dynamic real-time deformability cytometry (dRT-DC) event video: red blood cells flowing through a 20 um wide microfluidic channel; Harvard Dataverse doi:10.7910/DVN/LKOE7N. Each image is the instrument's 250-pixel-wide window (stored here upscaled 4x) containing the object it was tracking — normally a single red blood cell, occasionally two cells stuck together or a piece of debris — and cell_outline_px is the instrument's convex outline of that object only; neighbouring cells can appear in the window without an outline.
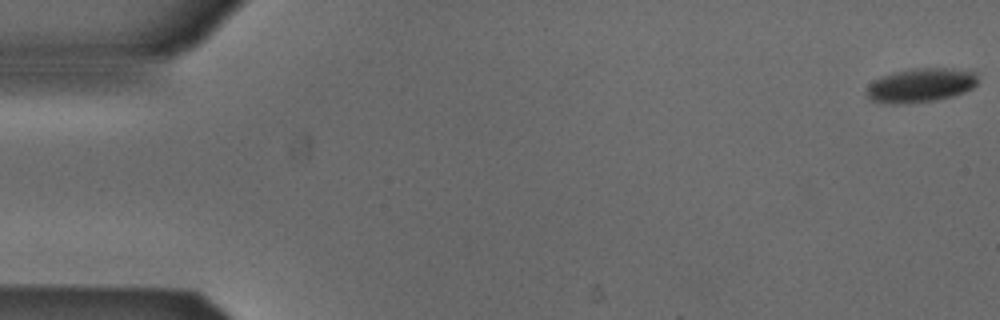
{"species": "Egyptian fruit bat (a non-hibernating species)", "species_latin": "Rousettus aegyptiacus", "temperature_condition": "cold", "stored_images_in_passage": 5, "camera_frame_rate_fps": 3000, "um_per_image_px": 0.085, "animal": {"sex": "male"}, "frame": {"image": 1, "passage_image": 1, "time_ms": 0.0, "image_size_px": [1000, 320], "cell_outline_px": [[976, 84], [972, 88], [964, 92], [952, 96], [936, 100], [904, 104], [884, 104], [872, 100], [864, 92], [880, 76], [896, 72], [920, 68], [944, 68], [972, 72], [976, 76]], "centroid_in_image_um": [78.22, 7.27], "position_along_channel_um": 6.8, "area_um2": 21.68}}
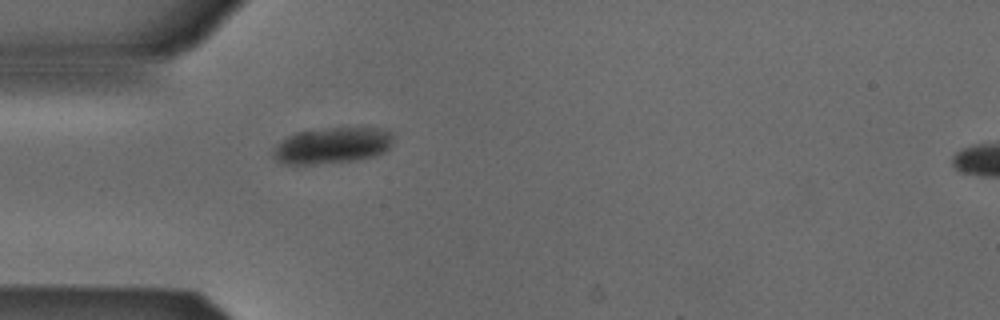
{"frame": {"image": 2, "passage_image": 5, "time_ms": 1.333, "image_size_px": [1000, 320], "cell_outline_px": [[392, 144], [384, 152], [372, 156], [356, 160], [316, 164], [280, 164], [272, 156], [272, 148], [280, 140], [288, 136], [300, 132], [324, 128], [380, 128], [392, 132]], "centroid_in_image_um": [28.19, 12.37], "position_along_channel_um": 56.8, "area_um2": 25.37}}